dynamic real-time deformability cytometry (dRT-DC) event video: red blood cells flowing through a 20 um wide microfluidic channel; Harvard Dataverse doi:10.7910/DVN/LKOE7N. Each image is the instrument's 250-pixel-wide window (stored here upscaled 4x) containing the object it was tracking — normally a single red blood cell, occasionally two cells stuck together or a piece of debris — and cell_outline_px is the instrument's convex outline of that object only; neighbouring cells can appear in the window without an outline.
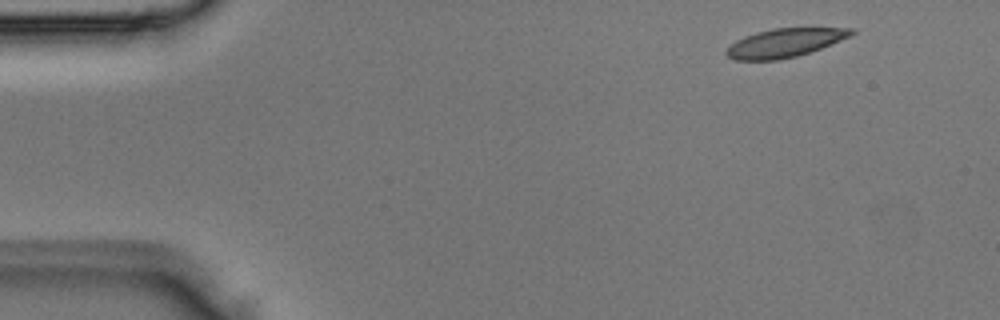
{"species": "Egyptian fruit bat (a non-hibernating species)", "species_latin": "Rousettus aegyptiacus", "temperature_condition": "room temperature", "stored_images_in_passage": 3, "camera_frame_rate_fps": 3000, "um_per_image_px": 0.085, "animal": {"sex": "male"}, "frame": {"image": 1, "passage_image": 1, "time_ms": 0.0, "image_size_px": [1000, 320], "cell_outline_px": [[856, 32], [852, 36], [820, 48], [796, 56], [780, 60], [736, 60], [728, 56], [724, 52], [736, 40], [756, 32], [772, 28], [856, 28]], "centroid_in_image_um": [66.73, 3.63], "position_along_channel_um": 18.3, "area_um2": 20.75}}